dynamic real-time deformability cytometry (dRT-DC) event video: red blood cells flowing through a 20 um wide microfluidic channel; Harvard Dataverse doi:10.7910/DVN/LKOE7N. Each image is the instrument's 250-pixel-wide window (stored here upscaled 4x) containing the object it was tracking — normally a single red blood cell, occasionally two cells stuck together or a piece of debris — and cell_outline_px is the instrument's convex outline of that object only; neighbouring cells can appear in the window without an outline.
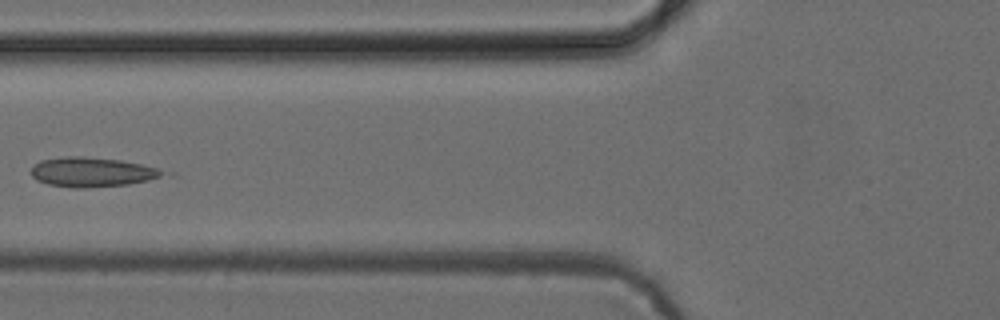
{"species": "common noctule bat (a hibernating species)", "species_latin": "Nyctalus noctula", "temperature_condition": "cold", "stored_images_in_passage": 6, "camera_frame_rate_fps": 3000, "um_per_image_px": 0.085, "animal": {"sex": "female", "body_mass_g": 24.6, "forearm_length_mm": 56.2}, "frame": {"image": 1, "passage_image": 6, "time_ms": 5.667, "image_size_px": [1000, 320], "cell_outline_px": [[164, 172], [160, 176], [148, 180], [128, 184], [84, 188], [72, 188], [48, 184], [36, 180], [32, 176], [32, 164], [40, 160], [64, 156], [80, 156], [120, 160], [140, 164], [156, 168]], "centroid_in_image_um": [7.72, 14.62], "position_along_channel_um": 118.1, "area_um2": 22.48}}